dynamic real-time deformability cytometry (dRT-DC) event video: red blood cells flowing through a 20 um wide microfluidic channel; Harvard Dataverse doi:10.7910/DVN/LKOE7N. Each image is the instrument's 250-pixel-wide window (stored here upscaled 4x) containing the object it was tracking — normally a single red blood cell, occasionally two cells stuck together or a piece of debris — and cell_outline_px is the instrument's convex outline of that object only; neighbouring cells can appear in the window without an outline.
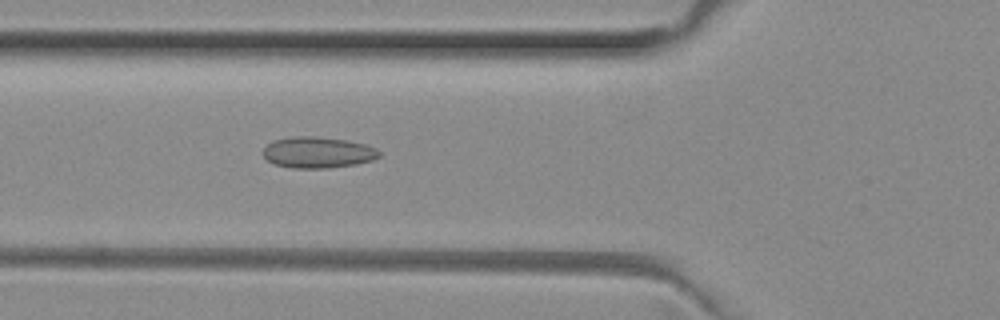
{"species": "common noctule bat (a hibernating species)", "species_latin": "Nyctalus noctula", "temperature_condition": "room temperature", "stored_images_in_passage": 28, "camera_frame_rate_fps": 3000, "um_per_image_px": 0.085, "animal": {"sex": "female", "body_mass_g": 29.2, "forearm_length_mm": 56.3}, "frame": {"image": 1, "passage_image": 18, "time_ms": 5.667, "image_size_px": [1000, 320], "cell_outline_px": [[380, 156], [372, 160], [356, 164], [328, 168], [292, 168], [272, 164], [264, 156], [264, 148], [272, 140], [292, 136], [316, 136], [344, 140], [364, 144], [376, 148], [380, 152]], "centroid_in_image_um": [26.99, 12.96], "position_along_channel_um": 98.8, "area_um2": 21.1}}
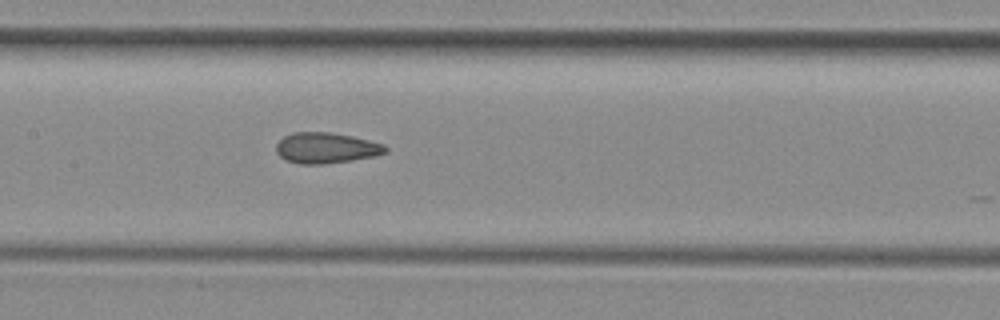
{"frame": {"image": 2, "passage_image": 24, "time_ms": 7.667, "image_size_px": [1000, 320], "cell_outline_px": [[388, 152], [372, 156], [352, 160], [324, 164], [300, 164], [288, 160], [280, 156], [276, 152], [276, 144], [284, 136], [292, 132], [332, 132], [352, 136], [384, 144], [388, 148]], "centroid_in_image_um": [27.72, 12.57], "position_along_channel_um": 179.7, "area_um2": 19.54}}
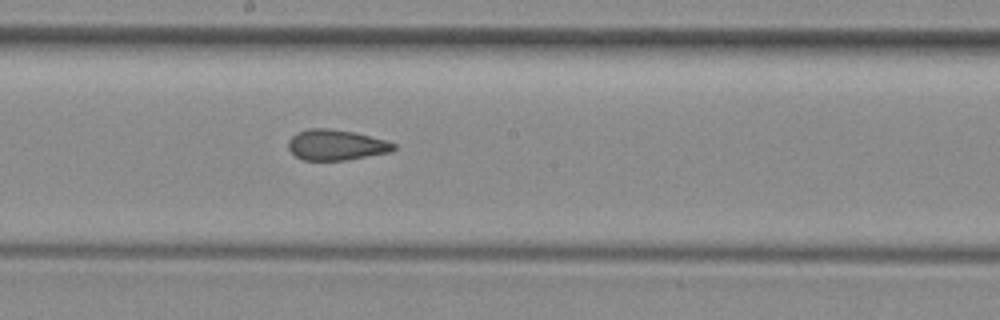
{"frame": {"image": 3, "passage_image": 27, "time_ms": 8.667, "image_size_px": [1000, 320], "cell_outline_px": [[396, 148], [388, 152], [344, 160], [304, 160], [296, 156], [288, 148], [288, 140], [292, 136], [308, 128], [328, 128], [352, 132], [388, 140], [396, 144]], "centroid_in_image_um": [28.56, 12.31], "position_along_channel_um": 219.6, "area_um2": 18.55}}